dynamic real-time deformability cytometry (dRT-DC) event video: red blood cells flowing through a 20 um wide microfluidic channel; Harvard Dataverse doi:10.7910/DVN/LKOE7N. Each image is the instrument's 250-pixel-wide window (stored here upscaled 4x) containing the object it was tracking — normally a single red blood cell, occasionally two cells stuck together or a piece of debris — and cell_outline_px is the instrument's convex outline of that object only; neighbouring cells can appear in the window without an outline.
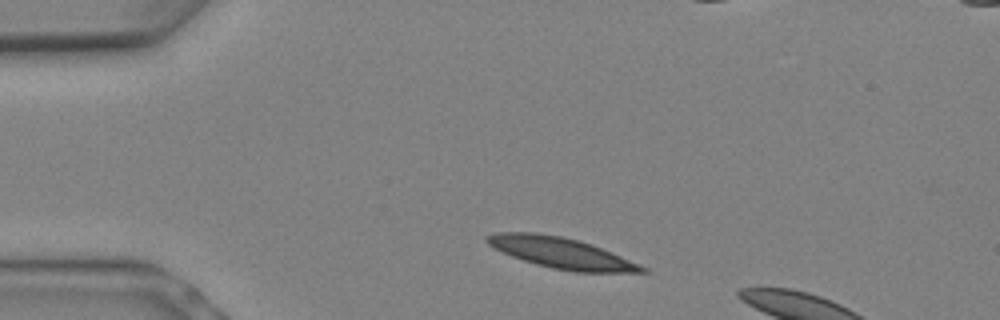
{"species": "Egyptian fruit bat (a non-hibernating species)", "species_latin": "Rousettus aegyptiacus", "temperature_condition": "warm", "stored_images_in_passage": 3, "camera_frame_rate_fps": 3000, "um_per_image_px": 0.085, "animal": {"sex": "female"}, "frame": {"image": 1, "passage_image": 1, "time_ms": 0.0, "image_size_px": [1000, 320], "cell_outline_px": [[652, 272], [572, 272], [552, 268], [536, 264], [512, 256], [488, 244], [484, 240], [484, 236], [496, 232], [532, 232], [560, 236], [580, 240], [592, 244], [640, 264], [648, 268]], "centroid_in_image_um": [47.72, 21.5], "position_along_channel_um": 37.3, "area_um2": 27.8}}